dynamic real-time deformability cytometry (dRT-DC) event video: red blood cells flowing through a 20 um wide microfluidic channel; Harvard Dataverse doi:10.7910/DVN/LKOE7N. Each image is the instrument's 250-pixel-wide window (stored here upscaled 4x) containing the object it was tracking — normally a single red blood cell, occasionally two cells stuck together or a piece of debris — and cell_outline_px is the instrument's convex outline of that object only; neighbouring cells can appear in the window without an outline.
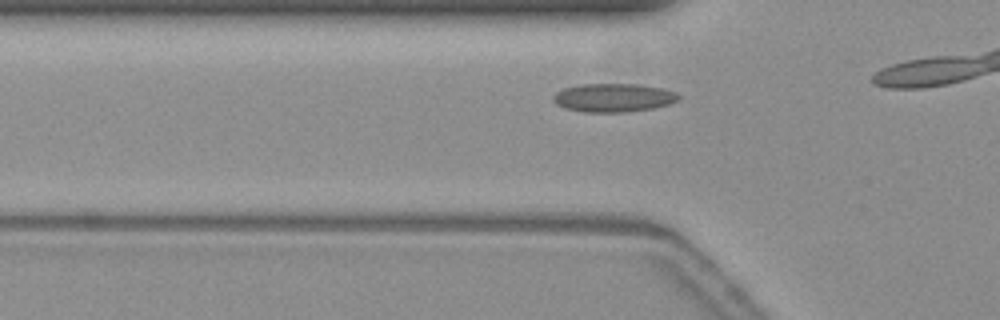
{"species": "common noctule bat (a hibernating species)", "species_latin": "Nyctalus noctula", "temperature_condition": "warm", "stored_images_in_passage": 9, "camera_frame_rate_fps": 3000, "um_per_image_px": 0.085, "animal": {"sex": "female", "body_mass_g": 19.3, "forearm_length_mm": 54.1}, "frame": {"image": 1, "passage_image": 6, "time_ms": 1.667, "image_size_px": [1000, 320], "cell_outline_px": [[680, 100], [668, 104], [652, 108], [624, 112], [584, 112], [564, 108], [556, 104], [552, 100], [552, 96], [556, 92], [564, 88], [580, 84], [636, 84], [664, 88], [676, 92], [680, 96]], "centroid_in_image_um": [52.13, 8.3], "position_along_channel_um": 73.7, "area_um2": 20.92}}